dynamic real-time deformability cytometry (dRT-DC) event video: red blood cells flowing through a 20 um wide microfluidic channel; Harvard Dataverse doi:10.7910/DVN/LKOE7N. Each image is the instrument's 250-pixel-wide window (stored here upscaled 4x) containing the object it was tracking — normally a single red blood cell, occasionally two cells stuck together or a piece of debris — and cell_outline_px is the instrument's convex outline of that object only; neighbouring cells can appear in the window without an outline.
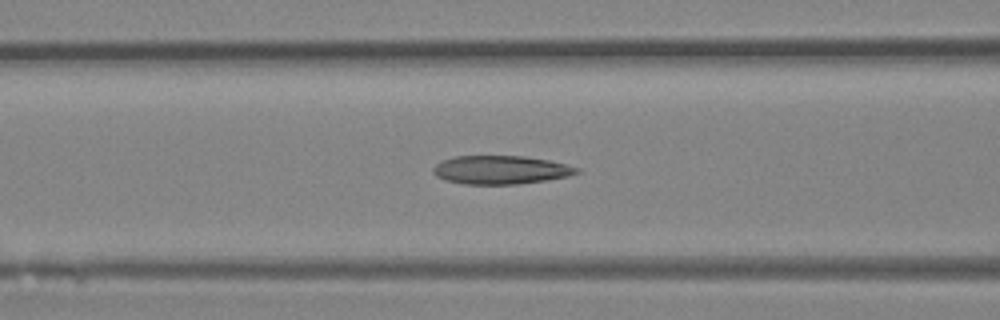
{"species": "Egyptian fruit bat (a non-hibernating species)", "species_latin": "Rousettus aegyptiacus", "temperature_condition": "room temperature", "stored_images_in_passage": 35, "camera_frame_rate_fps": 3000, "um_per_image_px": 0.085, "animal": {"sex": "female"}, "frame": {"image": 1, "passage_image": 9, "time_ms": 2.667, "image_size_px": [1000, 320], "cell_outline_px": [[580, 172], [568, 176], [548, 180], [516, 184], [464, 184], [444, 180], [436, 176], [432, 172], [432, 168], [436, 164], [444, 160], [456, 156], [524, 156], [548, 160], [580, 168]], "centroid_in_image_um": [42.55, 14.44], "position_along_channel_um": 124.1, "area_um2": 23.81}}
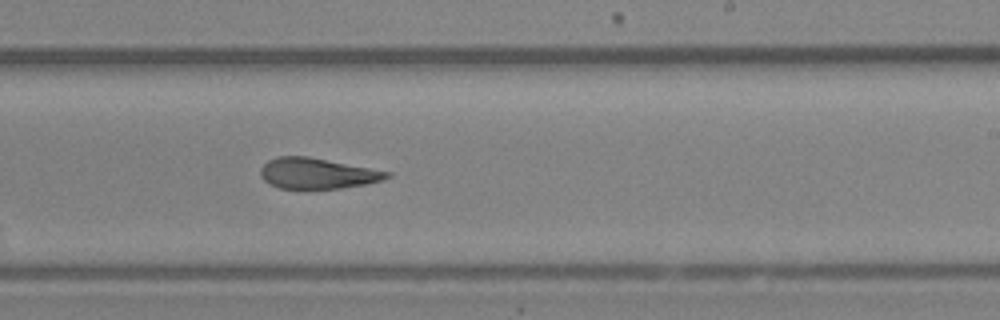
{"frame": {"image": 2, "passage_image": 18, "time_ms": 5.667, "image_size_px": [1000, 320], "cell_outline_px": [[392, 176], [384, 180], [364, 184], [340, 188], [280, 188], [268, 184], [260, 176], [260, 168], [268, 160], [276, 156], [308, 156], [392, 172]], "centroid_in_image_um": [26.96, 14.73], "position_along_channel_um": 262.0, "area_um2": 22.66}}
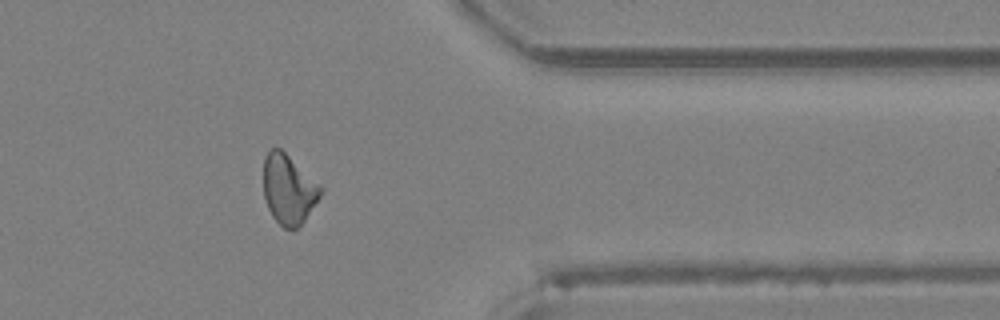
{"frame": {"image": 3, "passage_image": 27, "time_ms": 8.667, "image_size_px": [1000, 320], "cell_outline_px": [[324, 188], [320, 196], [304, 220], [296, 228], [284, 228], [272, 216], [268, 208], [264, 196], [264, 156], [272, 148], [280, 148], [320, 184]], "centroid_in_image_um": [24.53, 16.08], "position_along_channel_um": 386.9, "area_um2": 22.83}}